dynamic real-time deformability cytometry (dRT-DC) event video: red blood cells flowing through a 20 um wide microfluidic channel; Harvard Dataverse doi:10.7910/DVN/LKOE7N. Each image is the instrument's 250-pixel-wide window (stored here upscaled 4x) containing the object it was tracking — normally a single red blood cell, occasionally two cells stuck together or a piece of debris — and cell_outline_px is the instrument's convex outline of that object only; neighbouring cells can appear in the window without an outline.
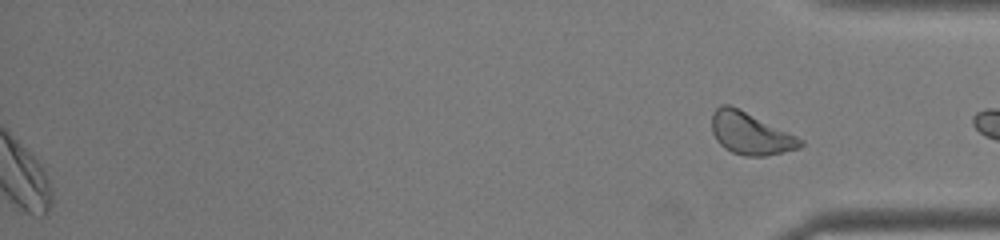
{"species": "common noctule bat (a hibernating species)", "species_latin": "Nyctalus noctula", "temperature_condition": "warm", "stored_images_in_passage": 43, "segment_of_instrument_passage": [2, 2], "camera_frame_rate_fps": 3000, "um_per_image_px": 0.085, "animal": {"sex": "male", "body_mass_g": 19.0, "forearm_length_mm": 50.8}, "frame": {"image": 1, "passage_image": 43, "time_ms": 14.0, "image_size_px": [1000, 240], "cell_outline_px": [[804, 144], [800, 148], [764, 156], [744, 156], [732, 152], [724, 148], [716, 140], [712, 132], [712, 112], [720, 104], [728, 104], [796, 136], [804, 140]], "centroid_in_image_um": [63.75, 11.36], "position_along_channel_um": 371.4, "area_um2": 21.39}}